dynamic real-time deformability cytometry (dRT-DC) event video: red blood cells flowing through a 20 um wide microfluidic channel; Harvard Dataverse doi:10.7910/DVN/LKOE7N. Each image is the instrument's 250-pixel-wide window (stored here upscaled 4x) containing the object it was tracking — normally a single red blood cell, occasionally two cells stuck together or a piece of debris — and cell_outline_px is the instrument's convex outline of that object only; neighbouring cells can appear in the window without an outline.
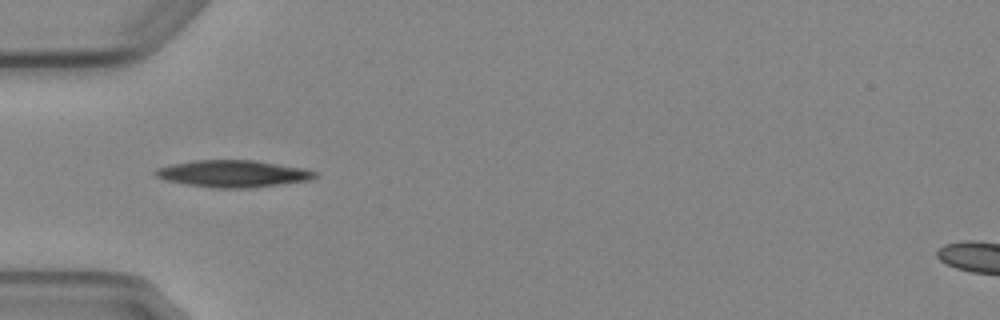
{"species": "Egyptian fruit bat (a non-hibernating species)", "species_latin": "Rousettus aegyptiacus", "temperature_condition": "cold", "stored_images_in_passage": 7, "camera_frame_rate_fps": 3000, "um_per_image_px": 0.085, "animal": {"sex": "female"}, "frame": {"image": 1, "passage_image": 5, "time_ms": 5.333, "image_size_px": [1000, 320], "cell_outline_px": [[320, 176], [308, 180], [248, 188], [212, 188], [164, 180], [156, 176], [152, 172], [156, 168], [172, 164], [192, 160], [256, 160], [304, 168], [316, 172]], "centroid_in_image_um": [19.78, 14.75], "position_along_channel_um": 65.2, "area_um2": 25.09}}
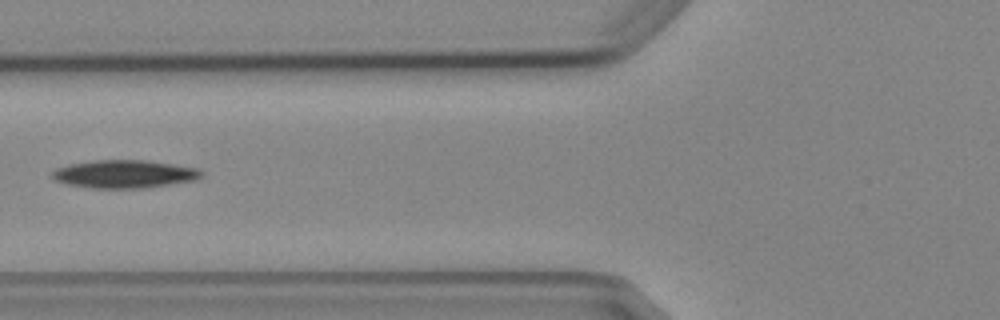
{"frame": {"image": 2, "passage_image": 6, "time_ms": 6.667, "image_size_px": [1000, 320], "cell_outline_px": [[204, 176], [196, 180], [144, 188], [92, 188], [68, 184], [56, 180], [52, 176], [52, 172], [56, 168], [68, 164], [96, 160], [148, 160], [200, 168], [204, 172]], "centroid_in_image_um": [10.63, 14.78], "position_along_channel_um": 115.2, "area_um2": 24.51}}